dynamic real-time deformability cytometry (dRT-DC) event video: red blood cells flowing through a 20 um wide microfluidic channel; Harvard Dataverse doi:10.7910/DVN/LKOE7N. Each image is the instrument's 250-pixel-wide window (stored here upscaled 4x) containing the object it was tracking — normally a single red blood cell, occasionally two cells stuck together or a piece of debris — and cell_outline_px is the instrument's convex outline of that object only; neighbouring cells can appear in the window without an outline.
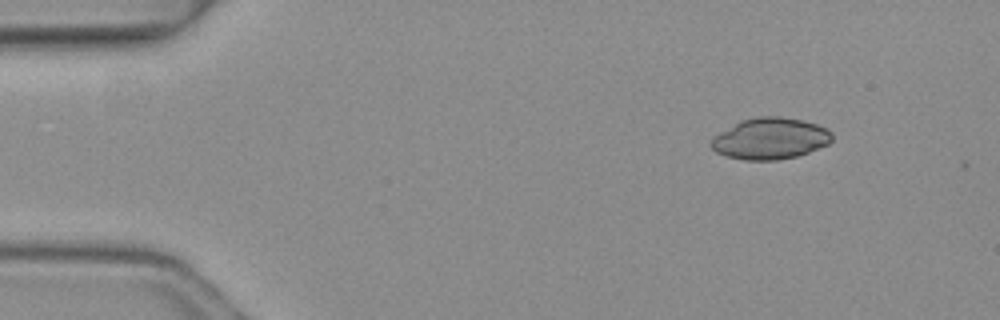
{"species": "common noctule bat (a hibernating species)", "species_latin": "Nyctalus noctula", "temperature_condition": "warm", "stored_images_in_passage": 3, "camera_frame_rate_fps": 3000, "um_per_image_px": 0.085, "animal": {"sex": "female", "body_mass_g": 19.3, "forearm_length_mm": 54.1}, "frame": {"image": 1, "passage_image": 1, "time_ms": 0.0, "image_size_px": [1000, 320], "cell_outline_px": [[832, 140], [828, 144], [808, 152], [796, 156], [776, 160], [744, 160], [728, 156], [716, 152], [708, 144], [712, 136], [740, 120], [756, 116], [780, 116], [804, 120], [828, 128], [832, 132]], "centroid_in_image_um": [65.44, 11.76], "position_along_channel_um": 19.6, "area_um2": 29.42}}